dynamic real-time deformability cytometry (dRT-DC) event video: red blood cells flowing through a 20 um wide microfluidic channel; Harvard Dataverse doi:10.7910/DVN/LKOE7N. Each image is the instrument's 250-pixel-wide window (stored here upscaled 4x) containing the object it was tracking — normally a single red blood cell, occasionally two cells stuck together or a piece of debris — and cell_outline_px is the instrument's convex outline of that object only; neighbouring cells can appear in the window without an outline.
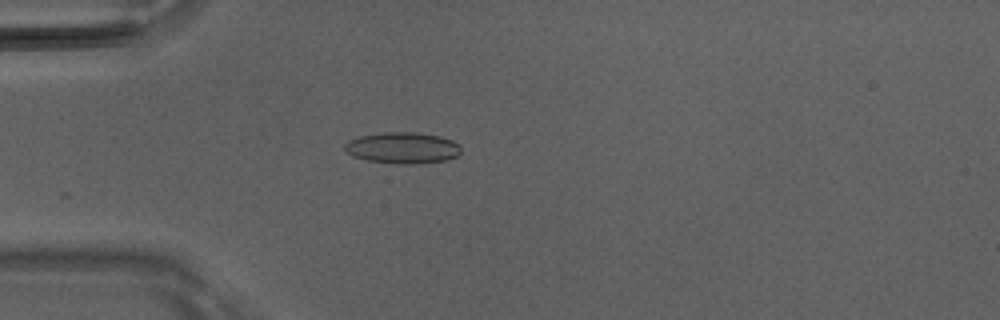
{"species": "Egyptian fruit bat (a non-hibernating species)", "species_latin": "Rousettus aegyptiacus", "temperature_condition": "room temperature", "stored_images_in_passage": 5, "camera_frame_rate_fps": 3000, "um_per_image_px": 0.085, "animal": {"sex": "male"}, "frame": {"image": 1, "passage_image": 5, "time_ms": 1.333, "image_size_px": [1000, 320], "cell_outline_px": [[460, 152], [456, 156], [448, 160], [416, 164], [400, 164], [368, 160], [352, 156], [344, 148], [344, 144], [348, 140], [360, 136], [380, 132], [412, 132], [440, 136], [452, 140], [460, 144]], "centroid_in_image_um": [34.23, 12.56], "position_along_channel_um": 50.8, "area_um2": 21.27}}